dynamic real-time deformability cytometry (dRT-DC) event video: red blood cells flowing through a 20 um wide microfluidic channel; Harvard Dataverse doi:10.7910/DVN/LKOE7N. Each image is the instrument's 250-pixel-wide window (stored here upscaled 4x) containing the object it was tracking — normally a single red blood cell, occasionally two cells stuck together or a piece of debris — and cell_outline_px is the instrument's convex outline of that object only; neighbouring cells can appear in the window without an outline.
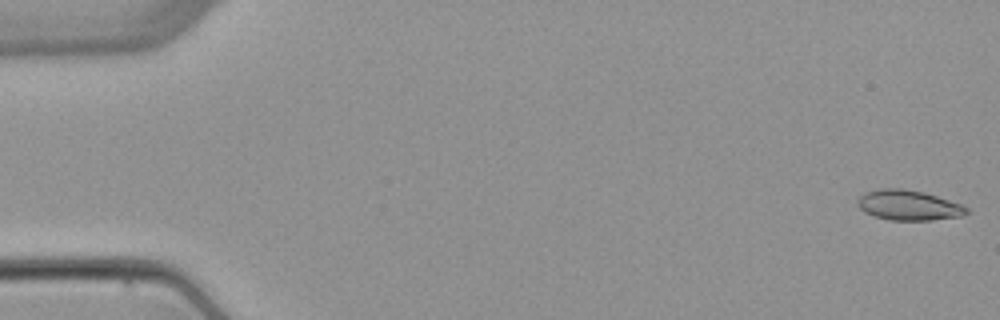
{"species": "common noctule bat (a hibernating species)", "species_latin": "Nyctalus noctula", "temperature_condition": "warm", "stored_images_in_passage": 5, "segment_of_instrument_passage": [2, 2], "camera_frame_rate_fps": 3000, "um_per_image_px": 0.085, "animal": {"sex": "female", "body_mass_g": 22.7, "forearm_length_mm": 54.2}, "frame": {"image": 1, "passage_image": 5, "time_ms": 5.667, "image_size_px": [1000, 320], "cell_outline_px": [[968, 212], [964, 216], [932, 220], [888, 220], [864, 212], [856, 204], [860, 196], [864, 192], [880, 188], [904, 188], [924, 192], [960, 204], [968, 208]], "centroid_in_image_um": [77.21, 17.44], "position_along_channel_um": 7.8, "area_um2": 19.19}}